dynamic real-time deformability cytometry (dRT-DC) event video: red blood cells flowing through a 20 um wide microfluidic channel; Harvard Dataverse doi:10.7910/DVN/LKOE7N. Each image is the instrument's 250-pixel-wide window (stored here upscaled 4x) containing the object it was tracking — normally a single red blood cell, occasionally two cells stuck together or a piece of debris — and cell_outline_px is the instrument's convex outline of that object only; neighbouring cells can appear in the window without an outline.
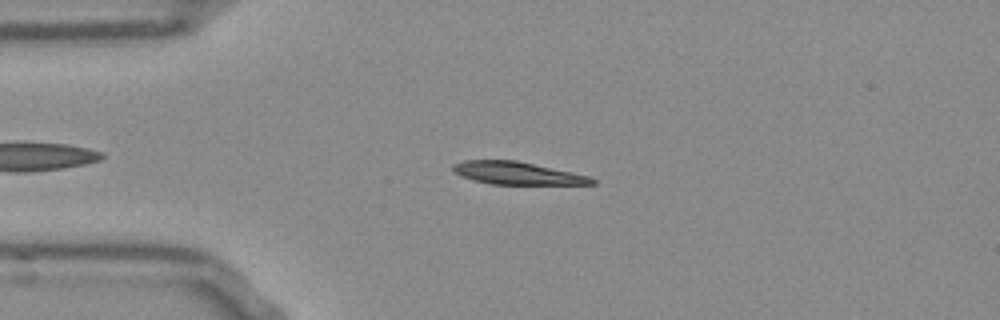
{"species": "Egyptian fruit bat (a non-hibernating species)", "species_latin": "Rousettus aegyptiacus", "temperature_condition": "room temperature", "stored_images_in_passage": 43, "camera_frame_rate_fps": 3000, "um_per_image_px": 0.085, "frame": {"image": 1, "passage_image": 9, "time_ms": 2.667, "image_size_px": [1000, 320], "cell_outline_px": [[596, 184], [492, 184], [476, 180], [464, 176], [456, 172], [452, 168], [452, 164], [464, 160], [516, 160], [592, 176], [596, 180]], "centroid_in_image_um": [44.03, 14.71], "position_along_channel_um": 41.0, "area_um2": 18.15}}
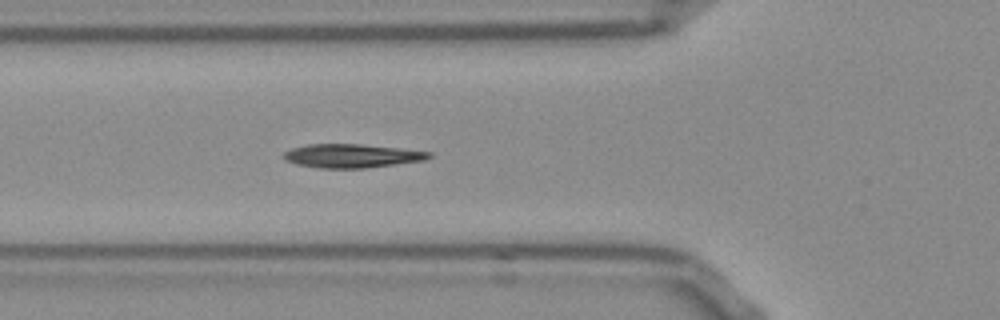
{"frame": {"image": 2, "passage_image": 15, "time_ms": 4.667, "image_size_px": [1000, 320], "cell_outline_px": [[432, 156], [424, 160], [396, 164], [364, 168], [320, 168], [296, 164], [284, 160], [280, 156], [284, 152], [292, 148], [308, 144], [360, 144], [400, 148], [432, 152]], "centroid_in_image_um": [29.87, 13.24], "position_along_channel_um": 95.9, "area_um2": 20.11}}
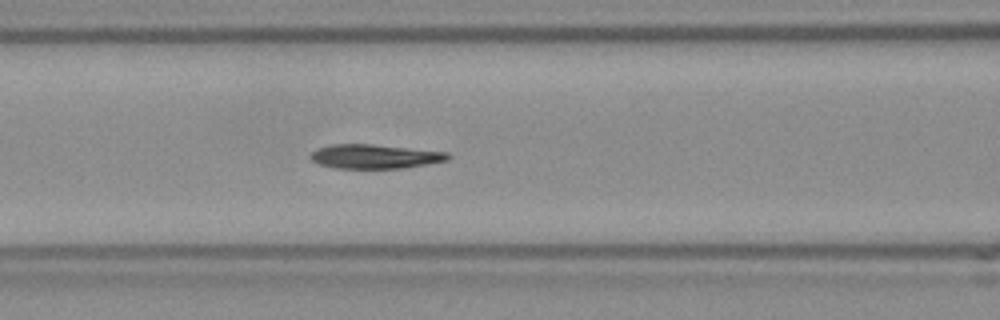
{"frame": {"image": 3, "passage_image": 18, "time_ms": 5.667, "image_size_px": [1000, 320], "cell_outline_px": [[452, 156], [448, 160], [428, 164], [400, 168], [336, 168], [320, 164], [312, 160], [308, 156], [316, 148], [332, 144], [372, 144], [448, 152]], "centroid_in_image_um": [31.86, 13.29], "position_along_channel_um": 134.7, "area_um2": 19.36}, "authors_computed_cell_mechanics": {"area_um2": 19.363, "velocity_mm_per_s": 3.8309, "shape_relaxation_time_tau1_ms": 5.1583, "shape_relaxation_time_tau2_ms": 6.191, "deformation_change_tau1": 0.1851, "deformation_change_tau2": 0.1066}}